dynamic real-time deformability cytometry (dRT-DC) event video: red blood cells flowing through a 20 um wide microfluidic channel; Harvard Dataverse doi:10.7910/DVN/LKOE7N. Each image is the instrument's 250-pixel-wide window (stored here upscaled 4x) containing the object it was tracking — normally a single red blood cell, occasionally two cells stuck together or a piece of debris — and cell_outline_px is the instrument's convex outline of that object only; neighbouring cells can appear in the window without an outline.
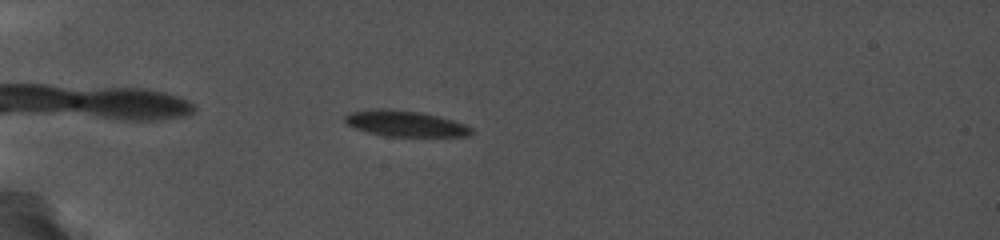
{"species": "common noctule bat (a hibernating species)", "species_latin": "Nyctalus noctula", "temperature_condition": "cold", "stored_images_in_passage": 32, "camera_frame_rate_fps": 5000, "um_per_image_px": 0.085, "animal": {"sex": "female", "body_mass_g": 19.0, "forearm_length_mm": 56.7}, "frame": {"image": 1, "passage_image": 3, "time_ms": 1.2, "image_size_px": [1000, 240], "cell_outline_px": [[472, 132], [468, 136], [388, 136], [368, 132], [356, 128], [348, 124], [344, 120], [344, 116], [352, 112], [372, 108], [388, 108], [420, 112], [452, 120], [464, 124], [472, 128]], "centroid_in_image_um": [34.42, 10.49], "position_along_channel_um": 50.6, "area_um2": 18.84}}
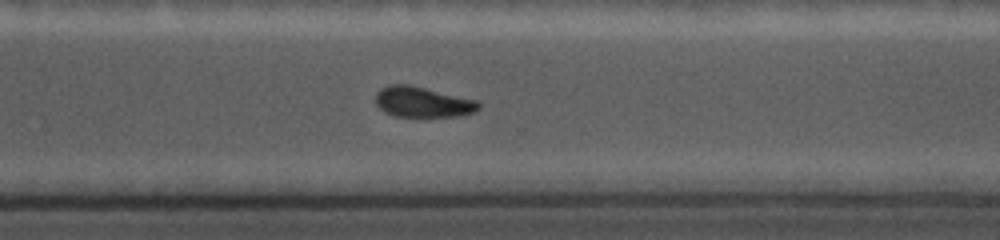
{"frame": {"image": 2, "passage_image": 26, "time_ms": 9.6, "image_size_px": [1000, 240], "cell_outline_px": [[480, 108], [476, 112], [460, 116], [392, 116], [384, 112], [376, 104], [376, 96], [384, 88], [396, 84], [404, 84], [476, 100], [480, 104]], "centroid_in_image_um": [35.96, 8.71], "position_along_channel_um": 334.6, "area_um2": 17.74}}
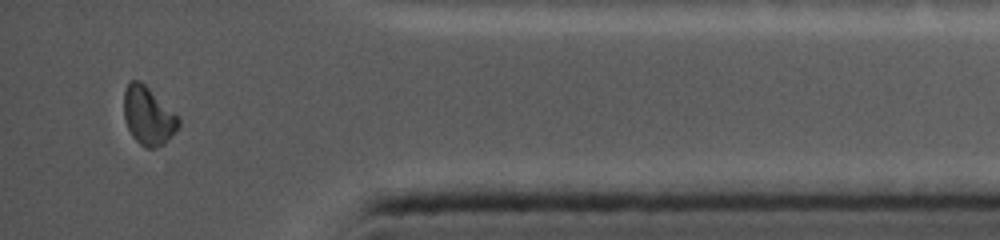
{"frame": {"image": 3, "passage_image": 31, "time_ms": 12.2, "image_size_px": [1000, 240], "cell_outline_px": [[180, 124], [164, 144], [156, 148], [148, 148], [140, 144], [132, 136], [128, 128], [124, 116], [124, 92], [128, 84], [132, 80], [136, 80], [144, 84], [180, 120]], "centroid_in_image_um": [12.57, 9.88], "position_along_channel_um": 422.6, "area_um2": 17.86}, "authors_computed_cell_mechanics": {"area_um2": 19.0451, "velocity_mm_per_s": 3.7584, "shape_relaxation_time_tau1_ms": null, "shape_relaxation_time_tau2_ms": 2.6045, "deformation_change_tau1": null, "deformation_change_tau2": 0.0656}}